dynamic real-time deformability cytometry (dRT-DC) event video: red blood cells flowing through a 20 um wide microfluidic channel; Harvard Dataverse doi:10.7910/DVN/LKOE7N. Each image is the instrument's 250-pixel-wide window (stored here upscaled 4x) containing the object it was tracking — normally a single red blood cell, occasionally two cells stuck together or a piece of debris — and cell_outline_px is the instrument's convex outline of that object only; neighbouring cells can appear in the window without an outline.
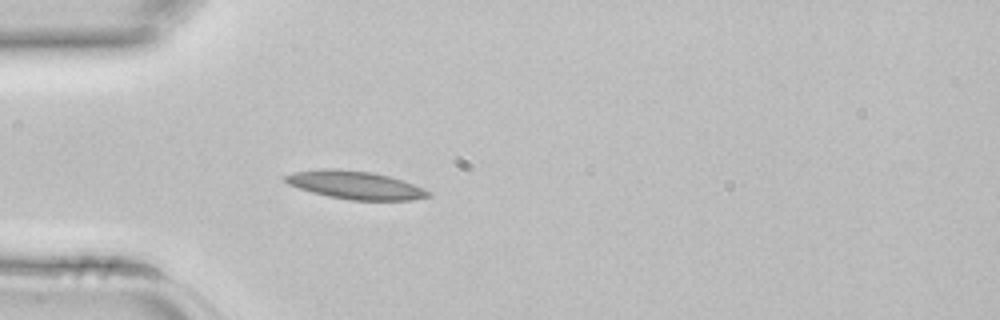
{"species": "common noctule bat (a hibernating species)", "species_latin": "Nyctalus noctula", "temperature_condition": "room temperature", "stored_images_in_passage": 3, "camera_frame_rate_fps": 3000, "um_per_image_px": 0.085, "animal": {"sex": "female", "body_mass_g": 22.7, "forearm_length_mm": 54.2}, "frame": {"image": 1, "passage_image": 3, "time_ms": 0.667, "image_size_px": [1000, 320], "cell_outline_px": [[432, 196], [412, 200], [348, 200], [328, 196], [312, 192], [288, 184], [284, 180], [284, 176], [292, 172], [328, 168], [336, 168], [372, 172], [404, 180], [432, 192]], "centroid_in_image_um": [30.22, 15.73], "position_along_channel_um": 54.8, "area_um2": 23.47}}